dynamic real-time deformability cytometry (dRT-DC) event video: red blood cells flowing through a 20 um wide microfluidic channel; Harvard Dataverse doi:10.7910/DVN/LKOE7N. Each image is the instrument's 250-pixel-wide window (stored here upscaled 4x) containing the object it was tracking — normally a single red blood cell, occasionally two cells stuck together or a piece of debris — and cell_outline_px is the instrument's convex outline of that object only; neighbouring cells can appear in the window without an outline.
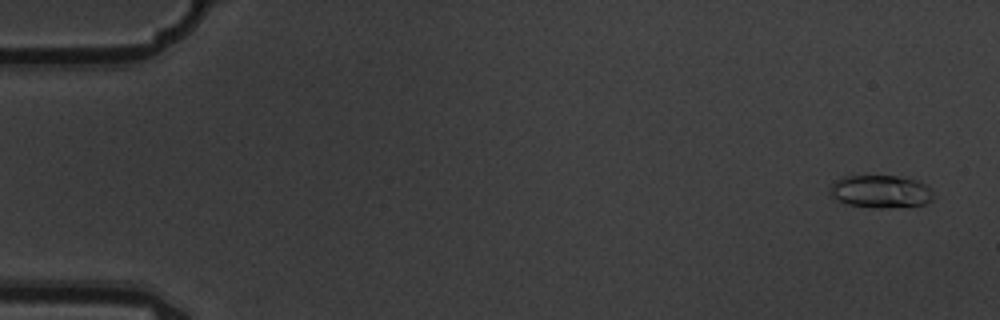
{"species": "common noctule bat (a hibernating species)", "species_latin": "Nyctalus noctula", "temperature_condition": "warm", "stored_images_in_passage": 10, "camera_frame_rate_fps": 3000, "um_per_image_px": 0.085, "animal": {"sex": "male", "body_mass_g": 19.5, "forearm_length_mm": 54.6}, "frame": {"image": 1, "passage_image": 1, "time_ms": 0.0, "image_size_px": [1000, 320], "cell_outline_px": [[936, 196], [932, 200], [924, 204], [880, 208], [872, 208], [848, 204], [836, 200], [828, 192], [832, 184], [840, 176], [896, 176], [916, 180], [932, 188]], "centroid_in_image_um": [74.86, 16.28], "position_along_channel_um": 10.1, "area_um2": 19.88}}
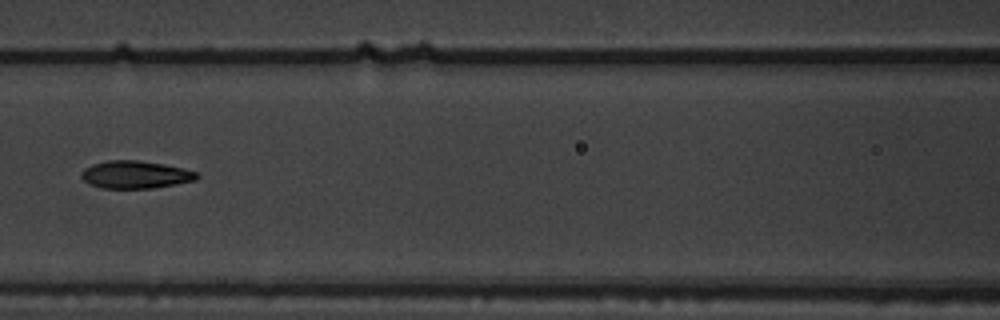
{"frame": {"image": 2, "passage_image": 7, "time_ms": 2.0, "image_size_px": [1000, 320], "cell_outline_px": [[200, 176], [196, 180], [176, 184], [152, 188], [100, 188], [88, 184], [80, 176], [84, 168], [92, 164], [108, 160], [136, 160], [164, 164], [184, 168], [196, 172]], "centroid_in_image_um": [11.5, 14.84], "position_along_channel_um": 155.1, "area_um2": 18.67}}
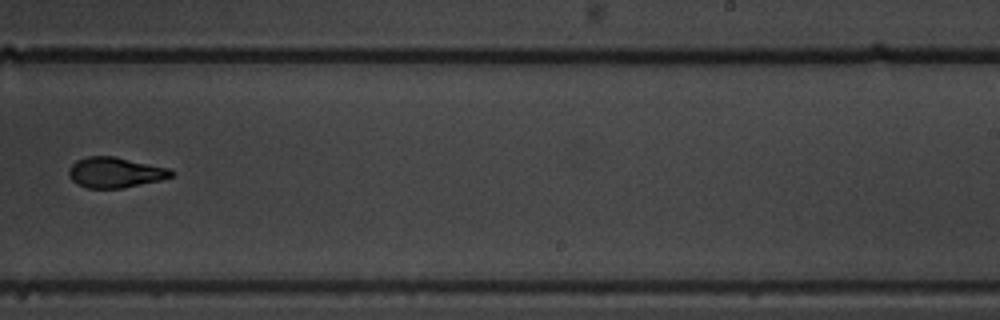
{"frame": {"image": 3, "passage_image": 10, "time_ms": 3.0, "image_size_px": [1000, 320], "cell_outline_px": [[176, 172], [172, 176], [160, 180], [124, 188], [88, 188], [76, 184], [68, 176], [68, 168], [76, 160], [88, 156], [116, 156], [168, 168]], "centroid_in_image_um": [9.76, 14.65], "position_along_channel_um": 279.2, "area_um2": 18.32}}